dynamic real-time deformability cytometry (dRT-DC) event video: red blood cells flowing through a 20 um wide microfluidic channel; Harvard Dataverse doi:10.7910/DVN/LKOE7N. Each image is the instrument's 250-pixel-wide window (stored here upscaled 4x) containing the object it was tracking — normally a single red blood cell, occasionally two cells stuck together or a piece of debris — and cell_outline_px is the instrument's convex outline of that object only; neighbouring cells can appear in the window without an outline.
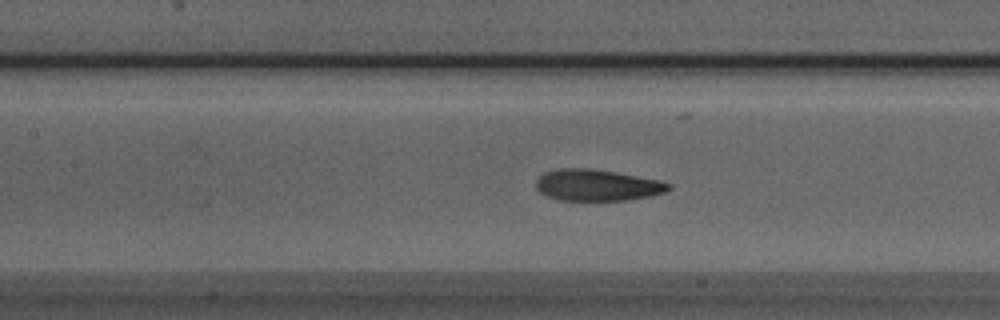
{"species": "Egyptian fruit bat (a non-hibernating species)", "species_latin": "Rousettus aegyptiacus", "temperature_condition": "room temperature", "stored_images_in_passage": 39, "segment_of_instrument_passage": [1, 2], "camera_frame_rate_fps": 3000, "um_per_image_px": 0.085, "animal": {"sex": "male"}, "frame": {"image": 1, "passage_image": 8, "time_ms": 2.333, "image_size_px": [1000, 320], "cell_outline_px": [[672, 188], [664, 192], [648, 196], [624, 200], [560, 200], [548, 196], [540, 192], [536, 188], [536, 180], [544, 172], [560, 168], [588, 168], [612, 172], [656, 180], [672, 184]], "centroid_in_image_um": [50.7, 15.74], "position_along_channel_um": 156.7, "area_um2": 23.81}}
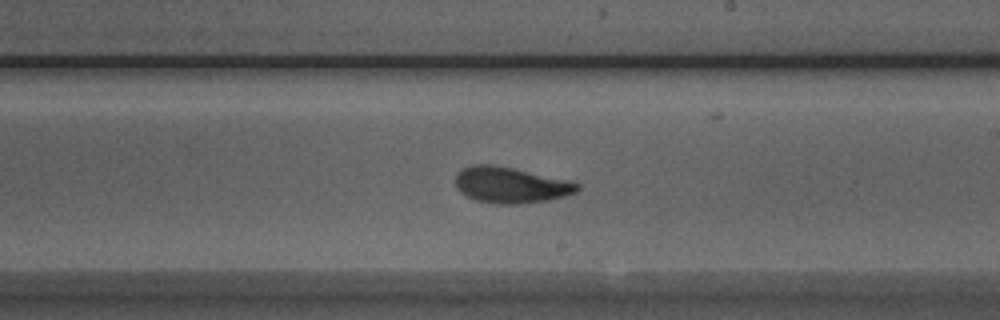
{"frame": {"image": 2, "passage_image": 15, "time_ms": 4.667, "image_size_px": [1000, 320], "cell_outline_px": [[580, 188], [576, 192], [564, 196], [548, 200], [520, 204], [496, 204], [476, 200], [460, 192], [456, 188], [456, 176], [460, 168], [472, 164], [492, 164], [572, 180], [580, 184]], "centroid_in_image_um": [43.41, 15.72], "position_along_channel_um": 245.6, "area_um2": 25.78}}
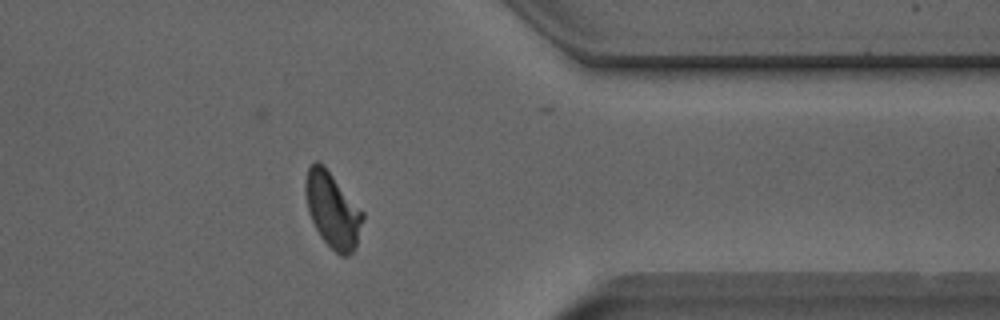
{"frame": {"image": 3, "passage_image": 27, "time_ms": 8.667, "image_size_px": [1000, 320], "cell_outline_px": [[364, 216], [356, 244], [352, 252], [348, 256], [340, 256], [320, 236], [312, 220], [308, 208], [304, 192], [304, 184], [308, 168], [316, 160], [320, 160], [324, 164], [364, 212]], "centroid_in_image_um": [28.26, 17.8], "position_along_channel_um": 383.1, "area_um2": 25.09}}